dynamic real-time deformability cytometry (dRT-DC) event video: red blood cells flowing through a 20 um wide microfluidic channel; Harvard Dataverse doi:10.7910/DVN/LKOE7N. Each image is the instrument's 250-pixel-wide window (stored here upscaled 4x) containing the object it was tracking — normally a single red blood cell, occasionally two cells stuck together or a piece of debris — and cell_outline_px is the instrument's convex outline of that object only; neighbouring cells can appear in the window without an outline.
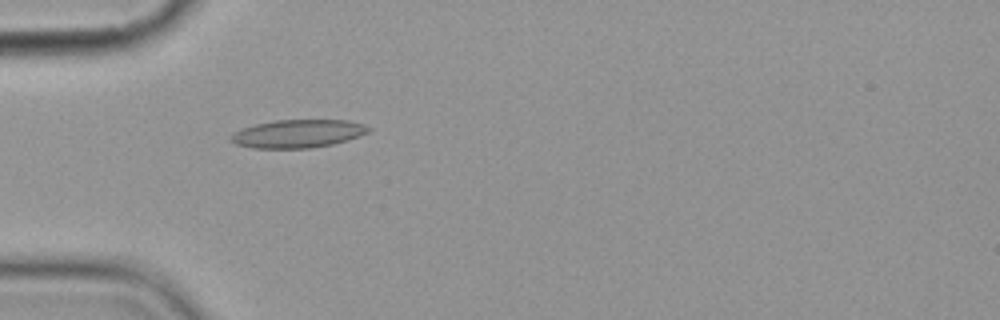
{"species": "common noctule bat (a hibernating species)", "species_latin": "Nyctalus noctula", "temperature_condition": "cold", "stored_images_in_passage": 5, "camera_frame_rate_fps": 3000, "um_per_image_px": 0.085, "animal": {"sex": "female", "body_mass_g": 19.9}, "frame": {"image": 1, "passage_image": 5, "time_ms": 4.667, "image_size_px": [1000, 320], "cell_outline_px": [[372, 128], [368, 132], [360, 136], [348, 140], [332, 144], [312, 148], [252, 148], [236, 144], [228, 140], [228, 136], [232, 132], [256, 124], [276, 120], [348, 120], [364, 124]], "centroid_in_image_um": [25.31, 11.36], "position_along_channel_um": 59.7, "area_um2": 22.72}}